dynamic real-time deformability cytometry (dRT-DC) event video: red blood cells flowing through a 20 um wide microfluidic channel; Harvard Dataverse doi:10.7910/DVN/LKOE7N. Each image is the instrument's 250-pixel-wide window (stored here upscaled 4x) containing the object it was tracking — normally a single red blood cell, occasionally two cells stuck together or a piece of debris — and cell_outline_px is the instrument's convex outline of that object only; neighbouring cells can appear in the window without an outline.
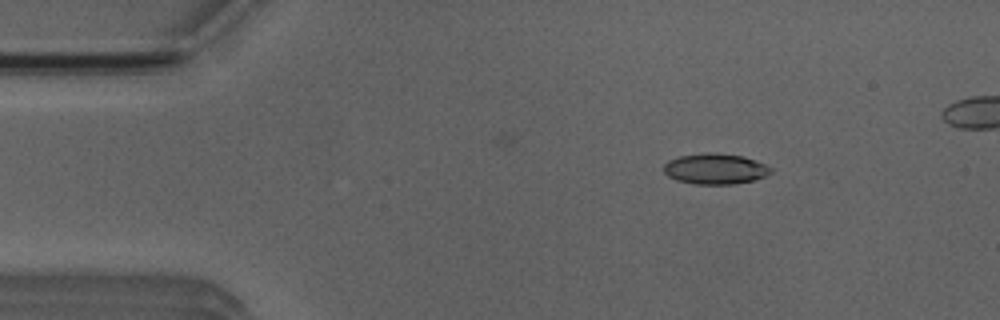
{"species": "Egyptian fruit bat (a non-hibernating species)", "species_latin": "Rousettus aegyptiacus", "temperature_condition": "room temperature", "stored_images_in_passage": 14, "camera_frame_rate_fps": 3000, "um_per_image_px": 0.085, "animal": {"sex": "male"}, "frame": {"image": 1, "passage_image": 7, "time_ms": 2.0, "image_size_px": [1000, 320], "cell_outline_px": [[772, 172], [756, 180], [732, 184], [692, 184], [676, 180], [668, 176], [664, 172], [664, 164], [668, 160], [680, 156], [708, 152], [744, 156], [764, 164], [772, 168]], "centroid_in_image_um": [60.78, 14.36], "position_along_channel_um": 24.2, "area_um2": 19.13}}